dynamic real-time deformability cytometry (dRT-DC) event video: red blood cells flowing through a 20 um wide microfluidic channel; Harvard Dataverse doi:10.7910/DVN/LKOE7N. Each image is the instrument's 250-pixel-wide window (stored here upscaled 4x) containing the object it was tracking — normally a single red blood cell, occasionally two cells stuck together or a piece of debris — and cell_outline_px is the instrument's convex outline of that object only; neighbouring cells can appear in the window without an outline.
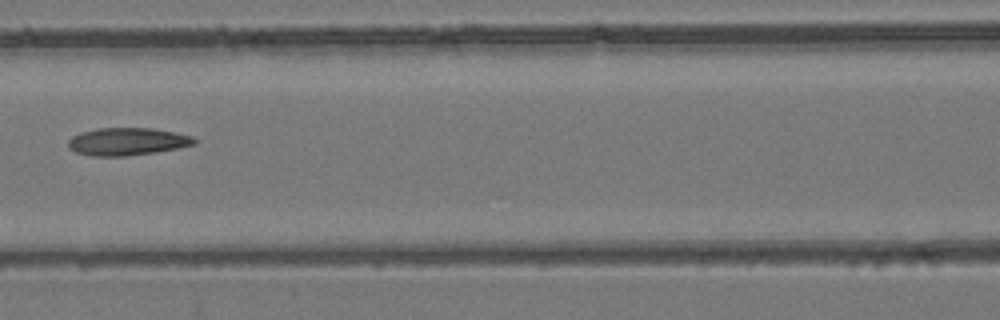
{"species": "common noctule bat (a hibernating species)", "species_latin": "Nyctalus noctula", "temperature_condition": "room temperature", "stored_images_in_passage": 4, "camera_frame_rate_fps": 3000, "um_per_image_px": 0.085, "animal": {"sex": "female", "body_mass_g": 24.6, "forearm_length_mm": 56.2}, "frame": {"image": 1, "passage_image": 3, "time_ms": 2.333, "image_size_px": [1000, 320], "cell_outline_px": [[196, 144], [180, 148], [128, 156], [92, 156], [76, 152], [68, 148], [68, 140], [72, 136], [80, 132], [96, 128], [152, 128], [192, 136], [196, 140]], "centroid_in_image_um": [10.79, 12.03], "position_along_channel_um": 155.8, "area_um2": 20.35}}
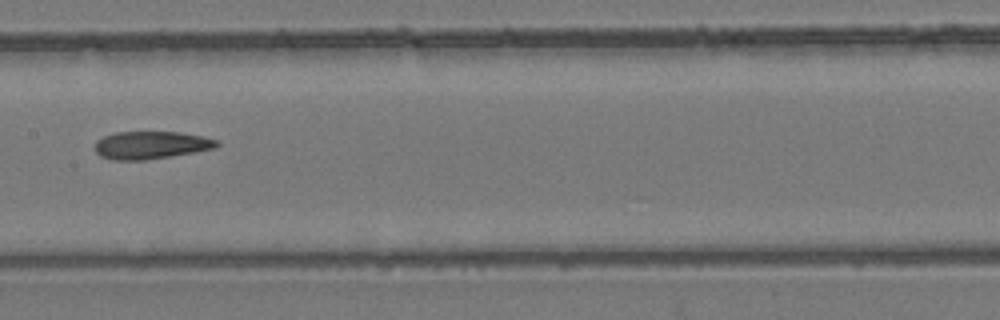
{"frame": {"image": 2, "passage_image": 4, "time_ms": 3.333, "image_size_px": [1000, 320], "cell_outline_px": [[220, 144], [216, 148], [172, 156], [144, 160], [112, 160], [100, 156], [96, 152], [96, 140], [104, 136], [116, 132], [180, 132], [204, 136], [220, 140]], "centroid_in_image_um": [12.87, 12.33], "position_along_channel_um": 194.5, "area_um2": 19.83}}